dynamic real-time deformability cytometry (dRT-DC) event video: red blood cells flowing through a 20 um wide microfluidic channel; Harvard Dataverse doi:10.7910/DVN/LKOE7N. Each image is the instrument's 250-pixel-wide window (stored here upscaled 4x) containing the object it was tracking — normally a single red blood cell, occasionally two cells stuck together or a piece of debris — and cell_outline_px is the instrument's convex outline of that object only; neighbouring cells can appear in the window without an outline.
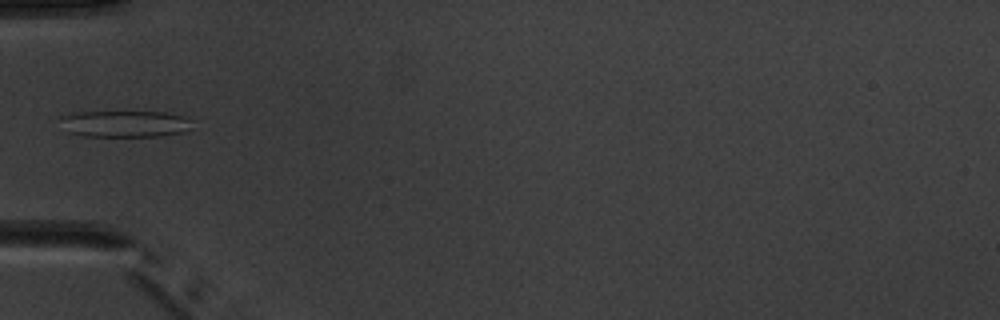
{"species": "common noctule bat (a hibernating species)", "species_latin": "Nyctalus noctula", "temperature_condition": "warm", "stored_images_in_passage": 4, "camera_frame_rate_fps": 3000, "um_per_image_px": 0.085, "animal": {"sex": "male", "body_mass_g": 20.1, "forearm_length_mm": 53.5}, "frame": {"image": 1, "passage_image": 4, "time_ms": 3.333, "image_size_px": [1000, 320], "cell_outline_px": [[192, 128], [184, 132], [160, 136], [84, 136], [68, 132], [64, 116], [72, 112], [164, 112], [184, 116], [192, 120]], "centroid_in_image_um": [10.75, 10.52], "position_along_channel_um": 74.3, "area_um2": 20.17}}